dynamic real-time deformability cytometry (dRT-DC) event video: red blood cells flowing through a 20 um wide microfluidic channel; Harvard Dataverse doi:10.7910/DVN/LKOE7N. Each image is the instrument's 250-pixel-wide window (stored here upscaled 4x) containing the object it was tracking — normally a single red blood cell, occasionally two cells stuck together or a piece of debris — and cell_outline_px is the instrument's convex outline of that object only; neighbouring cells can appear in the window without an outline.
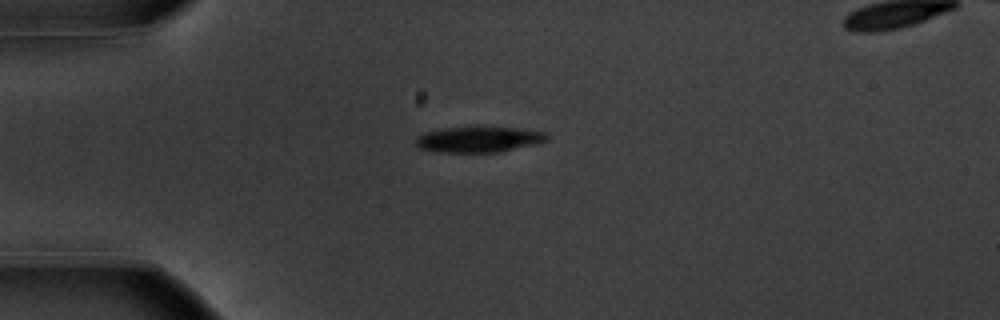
{"species": "common noctule bat (a hibernating species)", "species_latin": "Nyctalus noctula", "temperature_condition": "warm", "stored_images_in_passage": 16, "camera_frame_rate_fps": 3000, "um_per_image_px": 0.085, "animal": {"sex": "male", "body_mass_g": 20.1, "forearm_length_mm": 53.5}, "frame": {"image": 1, "passage_image": 1, "time_ms": 0.0, "image_size_px": [1000, 320], "cell_outline_px": [[548, 140], [536, 144], [500, 152], [436, 152], [420, 148], [416, 144], [416, 136], [424, 132], [444, 128], [476, 124], [520, 128], [548, 132]], "centroid_in_image_um": [40.72, 11.8], "position_along_channel_um": 44.3, "area_um2": 20.63}}